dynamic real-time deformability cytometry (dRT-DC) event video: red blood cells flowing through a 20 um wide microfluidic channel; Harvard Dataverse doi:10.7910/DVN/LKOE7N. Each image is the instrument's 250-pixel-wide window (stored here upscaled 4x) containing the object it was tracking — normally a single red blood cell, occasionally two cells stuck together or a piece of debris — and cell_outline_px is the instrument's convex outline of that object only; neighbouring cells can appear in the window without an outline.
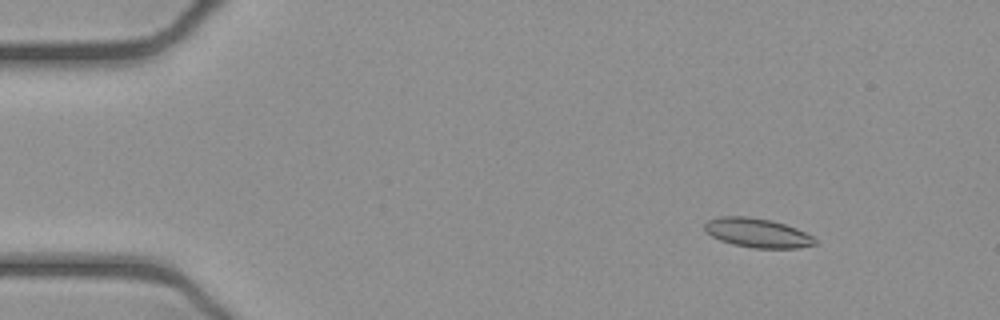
{"species": "common noctule bat (a hibernating species)", "species_latin": "Nyctalus noctula", "temperature_condition": "cold", "stored_images_in_passage": 53, "camera_frame_rate_fps": 3000, "um_per_image_px": 0.085, "animal": {"sex": "female", "body_mass_g": 21.9}, "frame": {"image": 1, "passage_image": 7, "time_ms": 2.0, "image_size_px": [1000, 320], "cell_outline_px": [[816, 244], [796, 248], [752, 248], [732, 244], [720, 240], [712, 236], [704, 228], [704, 224], [708, 220], [720, 216], [748, 216], [772, 220], [796, 228], [812, 236], [816, 240]], "centroid_in_image_um": [64.36, 19.79], "position_along_channel_um": 20.6, "area_um2": 18.73}}
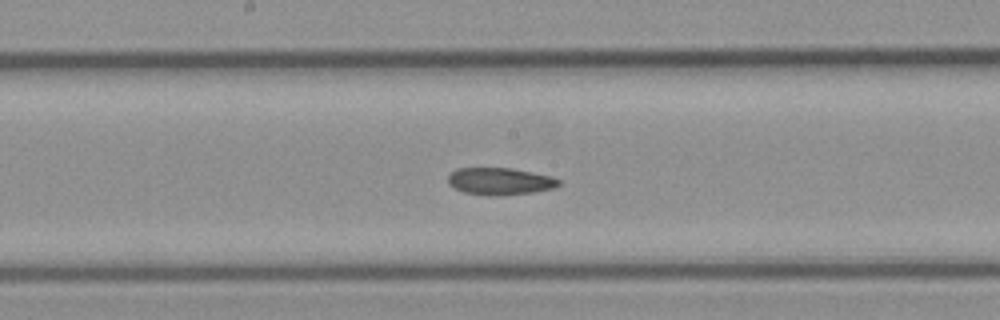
{"frame": {"image": 2, "passage_image": 28, "time_ms": 9.0, "image_size_px": [1000, 320], "cell_outline_px": [[560, 184], [556, 188], [532, 192], [500, 196], [492, 196], [464, 192], [448, 184], [448, 176], [456, 168], [512, 168], [552, 176], [560, 180]], "centroid_in_image_um": [42.52, 15.41], "position_along_channel_um": 205.7, "area_um2": 17.57}}
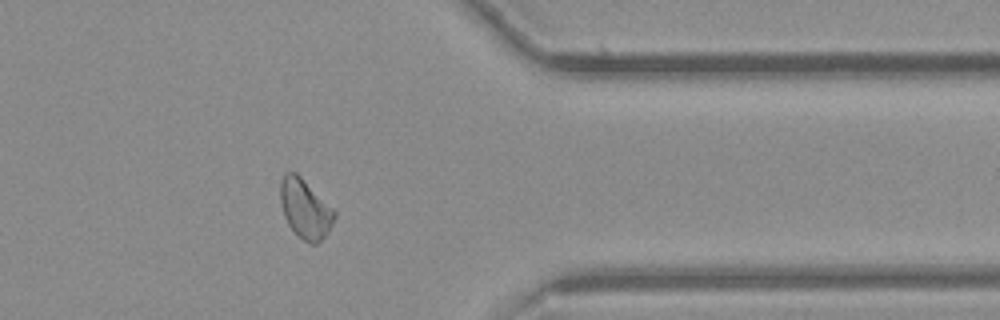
{"frame": {"image": 3, "passage_image": 43, "time_ms": 14.0, "image_size_px": [1000, 320], "cell_outline_px": [[336, 216], [328, 232], [316, 244], [312, 244], [304, 240], [288, 224], [284, 216], [280, 200], [280, 180], [284, 172], [296, 172], [336, 212]], "centroid_in_image_um": [25.92, 17.72], "position_along_channel_um": 385.5, "area_um2": 18.32}, "authors_computed_cell_mechanics": {"area_um2": 18.496, "velocity_mm_per_s": 3.8878, "shape_relaxation_time_tau1_ms": 6.0148, "shape_relaxation_time_tau2_ms": 4.3928, "deformation_change_tau1": 0.1265, "deformation_change_tau2": 0.1045}}